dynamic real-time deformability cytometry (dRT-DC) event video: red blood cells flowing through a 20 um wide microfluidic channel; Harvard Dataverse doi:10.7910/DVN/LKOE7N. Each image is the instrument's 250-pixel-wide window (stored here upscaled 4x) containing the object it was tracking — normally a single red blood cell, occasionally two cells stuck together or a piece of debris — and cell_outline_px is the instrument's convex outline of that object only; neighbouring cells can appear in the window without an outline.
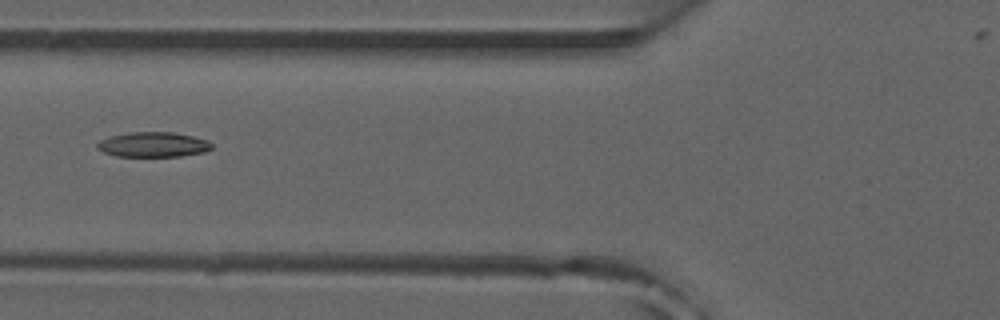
{"species": "common noctule bat (a hibernating species)", "species_latin": "Nyctalus noctula", "temperature_condition": "room temperature", "stored_images_in_passage": 46, "camera_frame_rate_fps": 3000, "um_per_image_px": 0.085, "animal": {"sex": "male", "forearm_length_mm": 52.5}, "frame": {"image": 1, "passage_image": 14, "time_ms": 4.333, "image_size_px": [1000, 320], "cell_outline_px": [[212, 148], [204, 152], [180, 156], [116, 156], [104, 152], [96, 148], [96, 144], [100, 140], [108, 136], [128, 132], [172, 132], [192, 136], [208, 140], [212, 144]], "centroid_in_image_um": [12.99, 12.28], "position_along_channel_um": 112.8, "area_um2": 16.7}}